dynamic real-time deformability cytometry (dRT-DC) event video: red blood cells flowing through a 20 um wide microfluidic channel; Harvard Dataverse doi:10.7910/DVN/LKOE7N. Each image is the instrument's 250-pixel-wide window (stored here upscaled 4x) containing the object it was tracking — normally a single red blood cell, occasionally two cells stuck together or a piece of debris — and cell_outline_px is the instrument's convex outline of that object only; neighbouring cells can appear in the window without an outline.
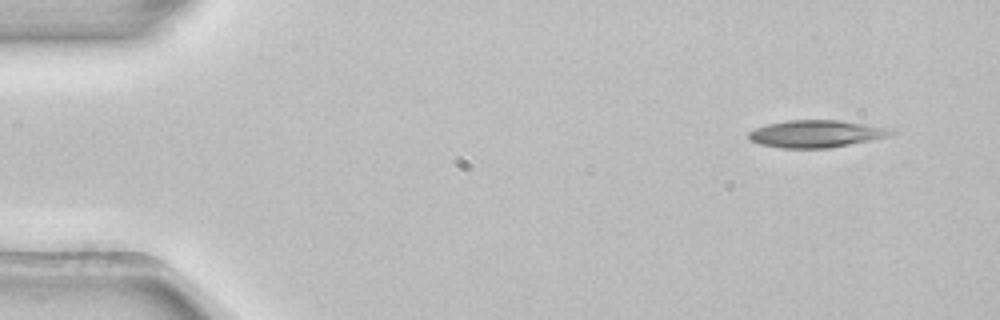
{"species": "common noctule bat (a hibernating species)", "species_latin": "Nyctalus noctula", "temperature_condition": "room temperature", "stored_images_in_passage": 4, "camera_frame_rate_fps": 3000, "um_per_image_px": 0.085, "animal": {"sex": "female", "body_mass_g": 22.7, "forearm_length_mm": 54.2}, "frame": {"image": 1, "passage_image": 1, "time_ms": 0.0, "image_size_px": [1000, 320], "cell_outline_px": [[892, 132], [888, 136], [872, 140], [828, 148], [780, 148], [760, 144], [748, 140], [748, 132], [756, 128], [768, 124], [788, 120], [840, 120], [864, 124], [884, 128]], "centroid_in_image_um": [69.27, 11.38], "position_along_channel_um": 15.7, "area_um2": 22.31}}
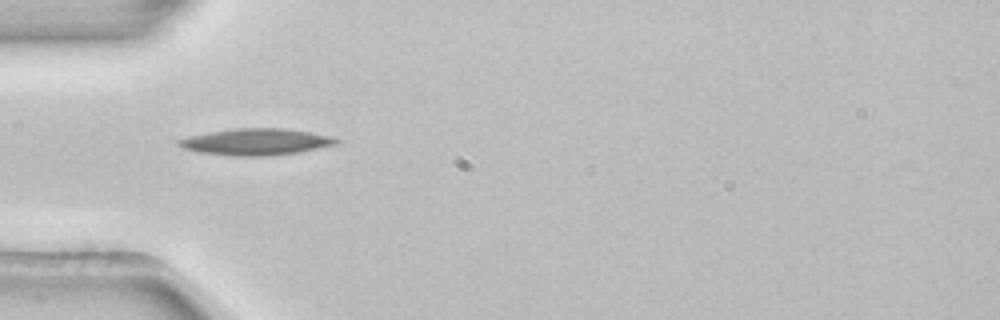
{"frame": {"image": 2, "passage_image": 4, "time_ms": 1.0, "image_size_px": [1000, 320], "cell_outline_px": [[340, 140], [336, 144], [300, 152], [272, 156], [232, 156], [200, 152], [184, 148], [176, 144], [176, 140], [188, 136], [208, 132], [236, 128], [284, 128], [332, 136]], "centroid_in_image_um": [21.74, 12.06], "position_along_channel_um": 63.3, "area_um2": 24.45}}